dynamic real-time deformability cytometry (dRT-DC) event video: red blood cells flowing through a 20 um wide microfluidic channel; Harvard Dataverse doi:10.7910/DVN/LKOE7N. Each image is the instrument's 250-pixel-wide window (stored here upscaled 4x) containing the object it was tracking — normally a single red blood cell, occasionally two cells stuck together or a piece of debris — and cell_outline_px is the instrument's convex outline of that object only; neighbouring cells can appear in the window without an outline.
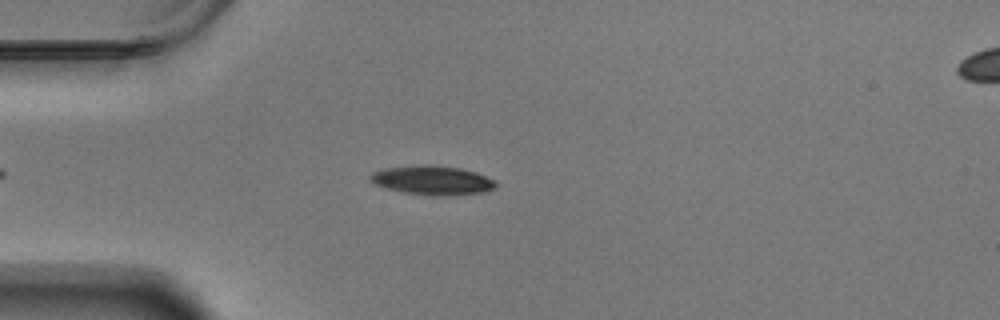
{"species": "Egyptian fruit bat (a non-hibernating species)", "species_latin": "Rousettus aegyptiacus", "temperature_condition": "warm", "stored_images_in_passage": 42, "camera_frame_rate_fps": 3000, "um_per_image_px": 0.085, "animal": {"sex": "male"}, "frame": {"image": 1, "passage_image": 7, "time_ms": 2.0, "image_size_px": [1000, 320], "cell_outline_px": [[496, 184], [492, 188], [484, 192], [444, 196], [432, 196], [404, 192], [388, 188], [376, 184], [368, 176], [372, 172], [384, 168], [420, 164], [460, 168], [476, 172], [496, 180]], "centroid_in_image_um": [36.75, 15.32], "position_along_channel_um": 48.2, "area_um2": 21.15}}
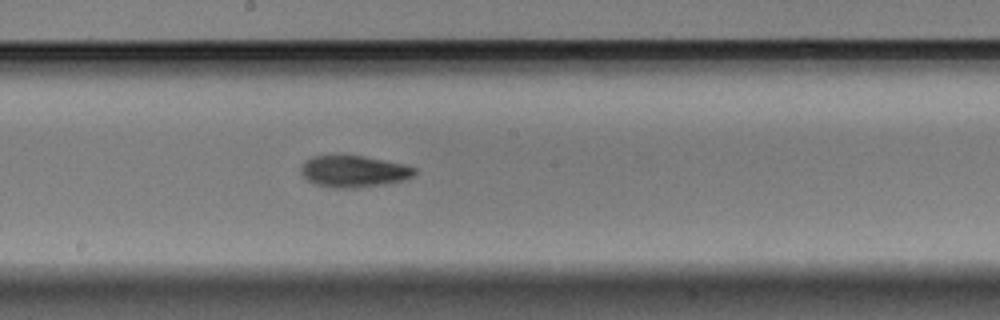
{"frame": {"image": 2, "passage_image": 23, "time_ms": 7.333, "image_size_px": [1000, 320], "cell_outline_px": [[416, 176], [404, 180], [384, 184], [356, 188], [332, 188], [316, 184], [308, 180], [300, 172], [300, 164], [304, 160], [312, 156], [364, 156], [404, 164], [416, 168]], "centroid_in_image_um": [30.07, 14.57], "position_along_channel_um": 218.1, "area_um2": 21.1}}
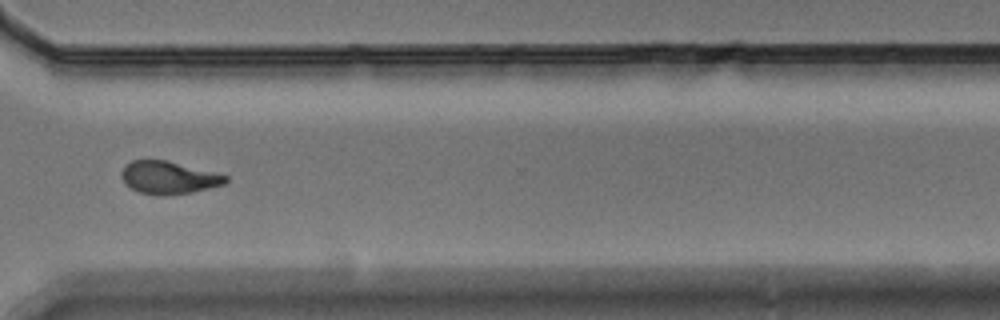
{"frame": {"image": 3, "passage_image": 35, "time_ms": 11.333, "image_size_px": [1000, 320], "cell_outline_px": [[228, 180], [224, 184], [192, 192], [164, 196], [160, 196], [140, 192], [124, 184], [120, 176], [120, 172], [124, 164], [132, 160], [168, 160], [228, 176]], "centroid_in_image_um": [14.28, 15.09], "position_along_channel_um": 356.3, "area_um2": 19.94}, "authors_computed_cell_mechanics": {"area_um2": 20.4901, "velocity_mm_per_s": 3.4558, "shape_relaxation_time_tau1_ms": 8.0727, "shape_relaxation_time_tau2_ms": 4.1162, "deformation_change_tau1": 0.1979, "deformation_change_tau2": 0.1108}}